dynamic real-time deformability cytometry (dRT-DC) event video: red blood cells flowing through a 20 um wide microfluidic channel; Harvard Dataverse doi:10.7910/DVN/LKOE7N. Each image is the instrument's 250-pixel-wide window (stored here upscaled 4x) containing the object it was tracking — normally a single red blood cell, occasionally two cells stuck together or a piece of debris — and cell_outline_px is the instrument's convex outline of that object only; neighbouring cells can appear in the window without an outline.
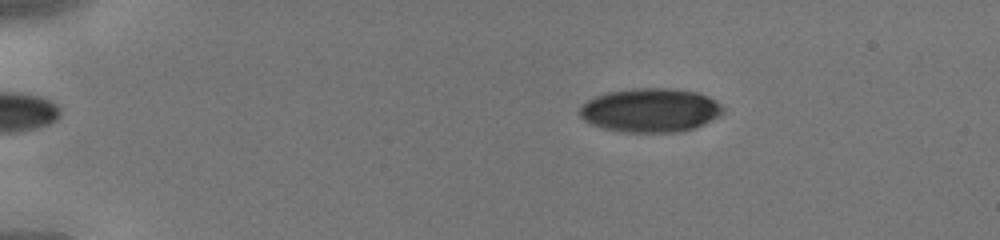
{"species": "human", "species_latin": "Homo sapiens", "temperature_condition": "cold", "stored_images_in_passage": 44, "camera_frame_rate_fps": 3000, "um_per_image_px": 0.085, "donor": {"sex": "male"}, "frame": {"image": 1, "passage_image": 8, "time_ms": 2.333, "image_size_px": [1000, 240], "cell_outline_px": [[724, 112], [720, 116], [696, 128], [680, 132], [624, 132], [604, 128], [592, 124], [584, 120], [580, 116], [580, 108], [588, 100], [596, 96], [608, 92], [636, 88], [672, 88], [696, 92], [708, 96], [720, 104], [724, 108]], "centroid_in_image_um": [55.32, 9.37], "position_along_channel_um": 29.7, "area_um2": 36.65}}
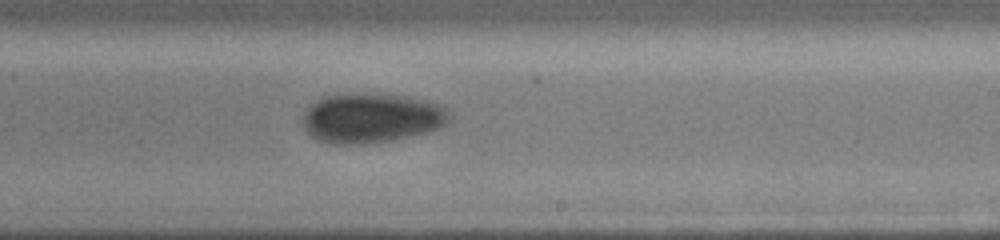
{"frame": {"image": 2, "passage_image": 28, "time_ms": 9.0, "image_size_px": [1000, 240], "cell_outline_px": [[452, 116], [440, 128], [392, 140], [360, 144], [332, 144], [316, 140], [304, 128], [304, 112], [316, 100], [324, 96], [404, 96], [428, 100], [444, 104]], "centroid_in_image_um": [31.61, 10.07], "position_along_channel_um": 257.4, "area_um2": 41.56}}
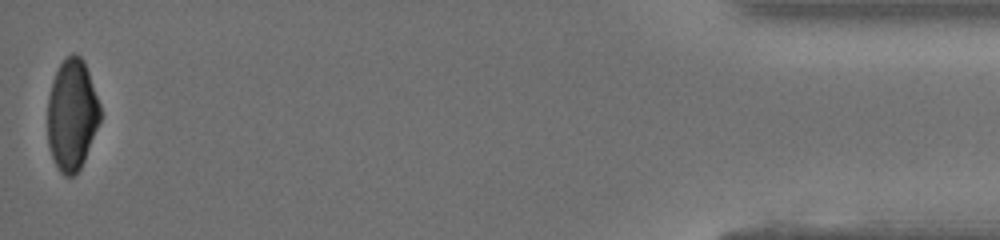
{"frame": {"image": 3, "passage_image": 44, "time_ms": 14.333, "image_size_px": [1000, 240], "cell_outline_px": [[100, 120], [84, 160], [80, 168], [72, 176], [64, 176], [60, 172], [52, 156], [48, 144], [48, 96], [52, 80], [60, 64], [72, 52], [76, 52], [84, 60], [100, 104]], "centroid_in_image_um": [6.11, 9.73], "position_along_channel_um": 429.1, "area_um2": 33.93}}